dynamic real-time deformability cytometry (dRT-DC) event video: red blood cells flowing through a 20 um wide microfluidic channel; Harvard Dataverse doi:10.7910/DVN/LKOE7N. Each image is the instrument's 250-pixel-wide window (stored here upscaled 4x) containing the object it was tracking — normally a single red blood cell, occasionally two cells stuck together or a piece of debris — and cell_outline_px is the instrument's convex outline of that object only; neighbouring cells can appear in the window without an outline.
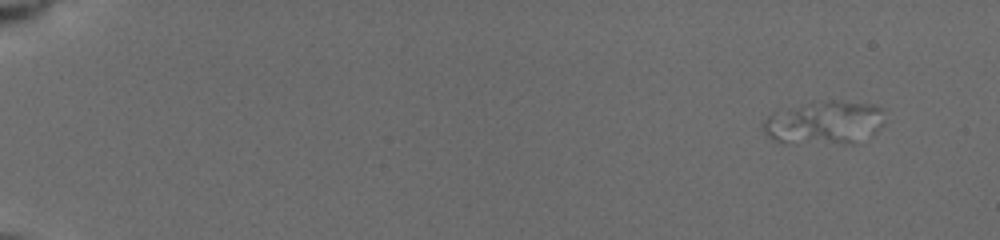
{"species": "common noctule bat (a hibernating species)", "species_latin": "Nyctalus noctula", "temperature_condition": "cold", "stored_images_in_passage": 32, "segment_of_instrument_passage": [2, 2], "camera_frame_rate_fps": 3000, "um_per_image_px": 0.085, "animal": {"sex": "female", "body_mass_g": 19.5, "forearm_length_mm": 54.1}, "frame": {"image": 1, "passage_image": 4, "time_ms": 0.667, "image_size_px": [1000, 240], "cell_outline_px": [[852, 144], [844, 144], [772, 140], [764, 132], [764, 120], [772, 112], [816, 112], [852, 140]], "centroid_in_image_um": [68.25, 10.92], "position_along_channel_um": 16.7, "area_um2": 14.97}}